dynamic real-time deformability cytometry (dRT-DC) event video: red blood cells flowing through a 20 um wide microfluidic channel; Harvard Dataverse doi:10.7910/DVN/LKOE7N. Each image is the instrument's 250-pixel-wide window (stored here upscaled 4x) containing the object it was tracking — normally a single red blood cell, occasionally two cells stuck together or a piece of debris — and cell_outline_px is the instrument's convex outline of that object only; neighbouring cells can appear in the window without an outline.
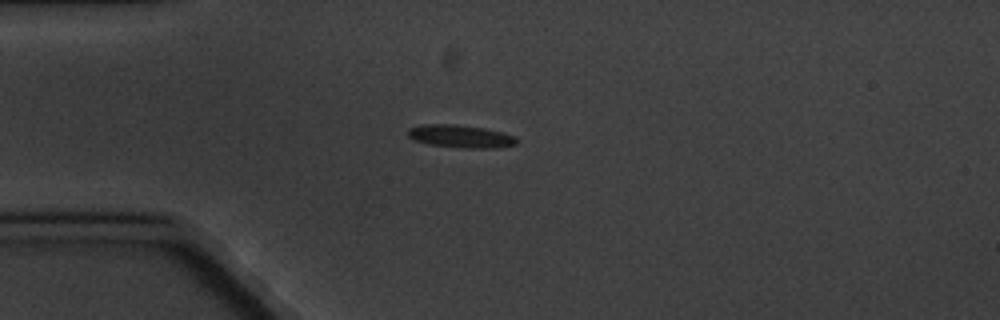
{"species": "common noctule bat (a hibernating species)", "species_latin": "Nyctalus noctula", "temperature_condition": "cold", "stored_images_in_passage": 4, "camera_frame_rate_fps": 3000, "um_per_image_px": 0.085, "animal": {"sex": "male", "body_mass_g": 20.1, "forearm_length_mm": 53.5}, "frame": {"image": 1, "passage_image": 1, "time_ms": 0.0, "image_size_px": [1000, 320], "cell_outline_px": [[516, 144], [496, 148], [460, 148], [428, 144], [412, 140], [408, 136], [408, 128], [420, 124], [452, 124], [484, 128], [516, 136]], "centroid_in_image_um": [39.1, 11.59], "position_along_channel_um": 45.9, "area_um2": 14.51}}